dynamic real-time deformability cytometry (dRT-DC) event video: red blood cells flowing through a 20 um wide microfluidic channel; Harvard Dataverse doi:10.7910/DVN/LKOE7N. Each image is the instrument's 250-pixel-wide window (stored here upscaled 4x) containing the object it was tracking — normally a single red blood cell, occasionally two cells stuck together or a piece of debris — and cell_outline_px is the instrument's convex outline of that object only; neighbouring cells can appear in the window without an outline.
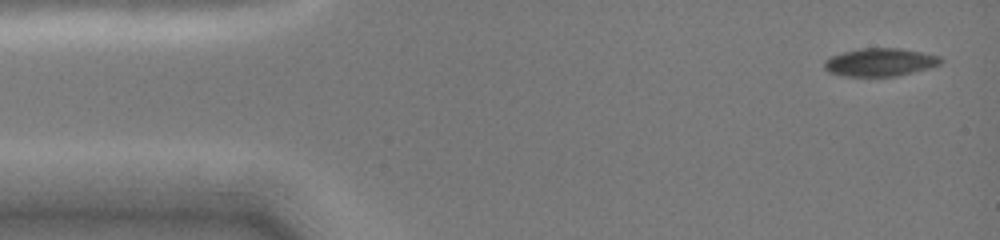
{"species": "common noctule bat (a hibernating species)", "species_latin": "Nyctalus noctula", "temperature_condition": "cold", "stored_images_in_passage": 14, "camera_frame_rate_fps": 3000, "um_per_image_px": 0.085, "animal": {"sex": "female", "body_mass_g": 19.0, "forearm_length_mm": 51.5}, "frame": {"image": 1, "passage_image": 1, "time_ms": 0.0, "image_size_px": [1000, 240], "cell_outline_px": [[944, 60], [940, 64], [928, 68], [896, 76], [844, 76], [828, 72], [824, 68], [824, 60], [832, 56], [844, 52], [860, 48], [900, 48], [924, 52], [940, 56]], "centroid_in_image_um": [74.81, 5.28], "position_along_channel_um": 10.2, "area_um2": 19.02}}
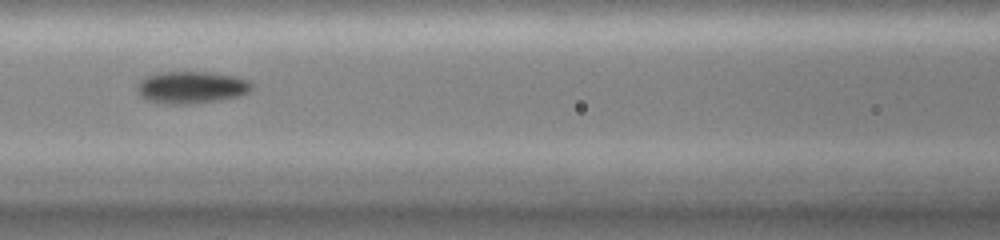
{"frame": {"image": 2, "passage_image": 9, "time_ms": 6.0, "image_size_px": [1000, 240], "cell_outline_px": [[252, 88], [248, 92], [240, 96], [220, 100], [192, 104], [160, 104], [144, 100], [140, 96], [136, 88], [136, 84], [140, 80], [156, 72], [212, 72], [232, 76], [248, 80], [252, 84]], "centroid_in_image_um": [16.21, 7.44], "position_along_channel_um": 150.4, "area_um2": 21.79}}
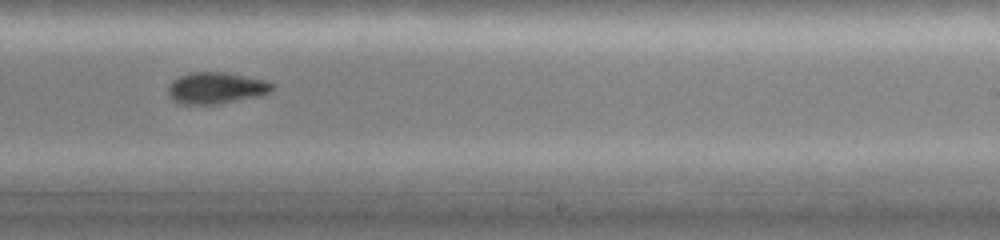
{"frame": {"image": 3, "passage_image": 12, "time_ms": 9.0, "image_size_px": [1000, 240], "cell_outline_px": [[272, 88], [268, 92], [260, 96], [216, 104], [180, 104], [172, 100], [168, 96], [168, 84], [172, 80], [188, 72], [224, 72], [264, 80], [272, 84]], "centroid_in_image_um": [18.28, 7.48], "position_along_channel_um": 270.7, "area_um2": 19.02}}